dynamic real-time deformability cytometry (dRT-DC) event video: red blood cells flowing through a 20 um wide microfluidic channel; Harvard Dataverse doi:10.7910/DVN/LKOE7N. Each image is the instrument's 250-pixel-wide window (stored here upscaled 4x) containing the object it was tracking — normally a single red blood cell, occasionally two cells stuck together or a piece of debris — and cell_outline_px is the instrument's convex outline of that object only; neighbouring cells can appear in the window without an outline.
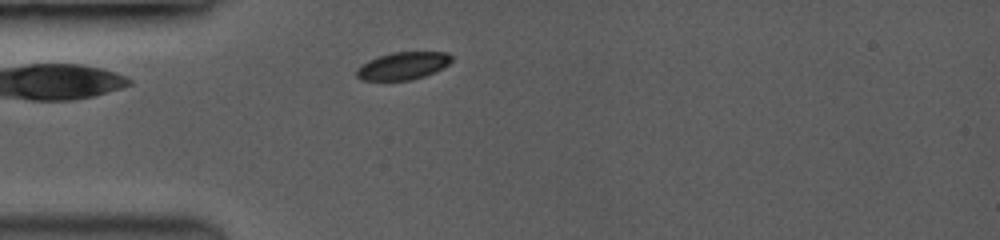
{"species": "common noctule bat (a hibernating species)", "species_latin": "Nyctalus noctula", "temperature_condition": "room temperature", "stored_images_in_passage": 2, "camera_frame_rate_fps": 3500, "um_per_image_px": 0.085, "animal": {"sex": "female", "body_mass_g": 19.0, "forearm_length_mm": 53.3}, "frame": {"image": 1, "passage_image": 2, "time_ms": 0.857, "image_size_px": [1000, 240], "cell_outline_px": [[452, 60], [448, 64], [424, 76], [408, 80], [364, 80], [356, 76], [356, 68], [368, 60], [392, 52], [448, 52], [452, 56]], "centroid_in_image_um": [34.22, 5.58], "position_along_channel_um": 50.8, "area_um2": 15.03}}